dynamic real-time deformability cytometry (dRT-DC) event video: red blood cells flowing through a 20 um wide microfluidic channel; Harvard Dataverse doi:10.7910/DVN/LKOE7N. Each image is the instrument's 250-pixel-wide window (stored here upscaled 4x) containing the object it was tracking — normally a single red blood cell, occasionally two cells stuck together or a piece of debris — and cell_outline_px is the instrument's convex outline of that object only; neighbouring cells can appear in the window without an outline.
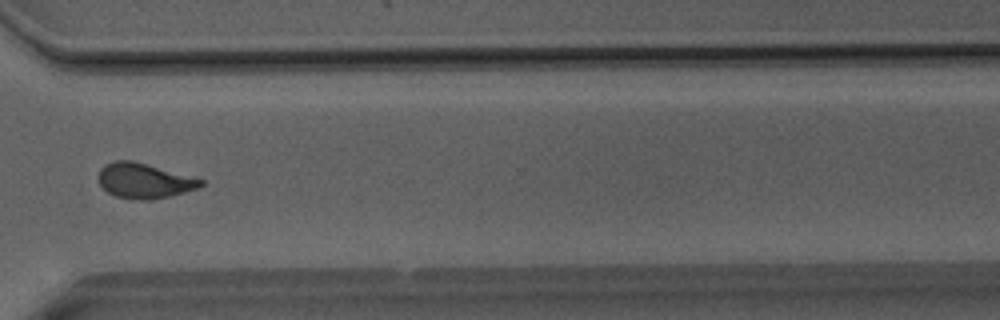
{"species": "Egyptian fruit bat (a non-hibernating species)", "species_latin": "Rousettus aegyptiacus", "temperature_condition": "room temperature", "stored_images_in_passage": 50, "camera_frame_rate_fps": 3000, "um_per_image_px": 0.085, "animal": {"sex": "male"}, "frame": {"image": 1, "passage_image": 38, "time_ms": 12.333, "image_size_px": [1000, 320], "cell_outline_px": [[204, 184], [196, 188], [184, 192], [168, 196], [148, 200], [140, 200], [116, 196], [108, 192], [100, 184], [96, 176], [100, 168], [104, 164], [116, 160], [132, 160], [204, 180]], "centroid_in_image_um": [12.19, 15.35], "position_along_channel_um": 358.4, "area_um2": 20.69}}
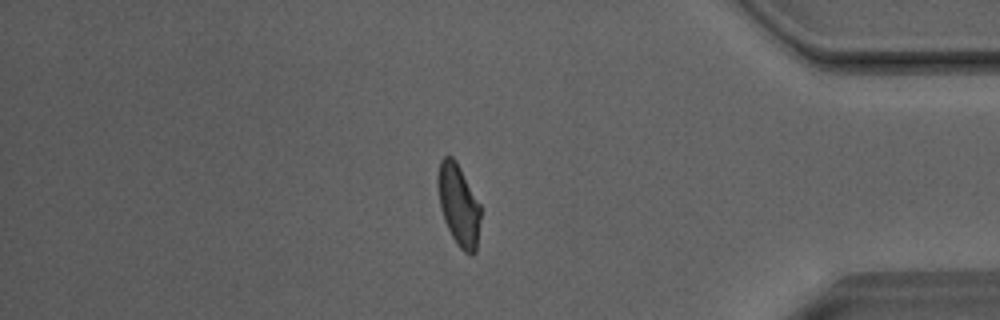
{"frame": {"image": 2, "passage_image": 43, "time_ms": 14.0, "image_size_px": [1000, 320], "cell_outline_px": [[480, 220], [476, 252], [472, 256], [468, 256], [456, 244], [444, 220], [440, 208], [436, 184], [436, 176], [440, 160], [444, 156], [452, 156], [456, 160], [480, 204]], "centroid_in_image_um": [38.96, 17.42], "position_along_channel_um": 396.2, "area_um2": 20.63}}
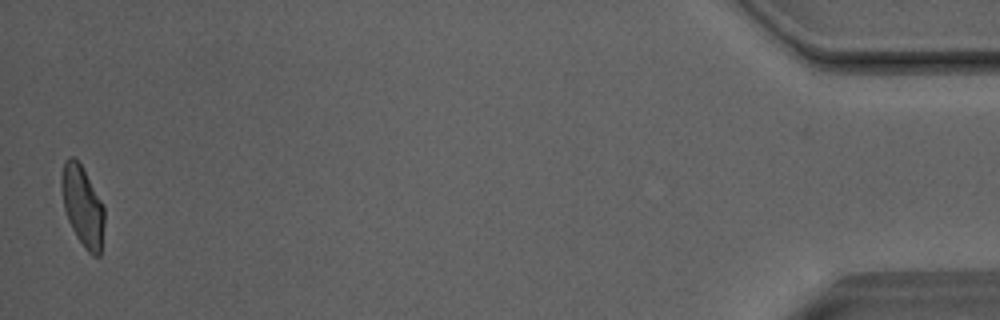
{"frame": {"image": 3, "passage_image": 50, "time_ms": 16.333, "image_size_px": [1000, 320], "cell_outline_px": [[104, 224], [100, 256], [92, 256], [84, 248], [76, 236], [68, 220], [64, 208], [60, 188], [60, 176], [64, 160], [68, 156], [72, 156], [80, 164], [100, 200], [104, 208]], "centroid_in_image_um": [6.99, 17.53], "position_along_channel_um": 428.2, "area_um2": 20.0}, "authors_computed_cell_mechanics": {"area_um2": 21.2415, "velocity_mm_per_s": 4.0632, "shape_relaxation_time_tau1_ms": 6.4205, "shape_relaxation_time_tau2_ms": 1.5278, "deformation_change_tau1": 0.1658, "deformation_change_tau2": 0.0704}}